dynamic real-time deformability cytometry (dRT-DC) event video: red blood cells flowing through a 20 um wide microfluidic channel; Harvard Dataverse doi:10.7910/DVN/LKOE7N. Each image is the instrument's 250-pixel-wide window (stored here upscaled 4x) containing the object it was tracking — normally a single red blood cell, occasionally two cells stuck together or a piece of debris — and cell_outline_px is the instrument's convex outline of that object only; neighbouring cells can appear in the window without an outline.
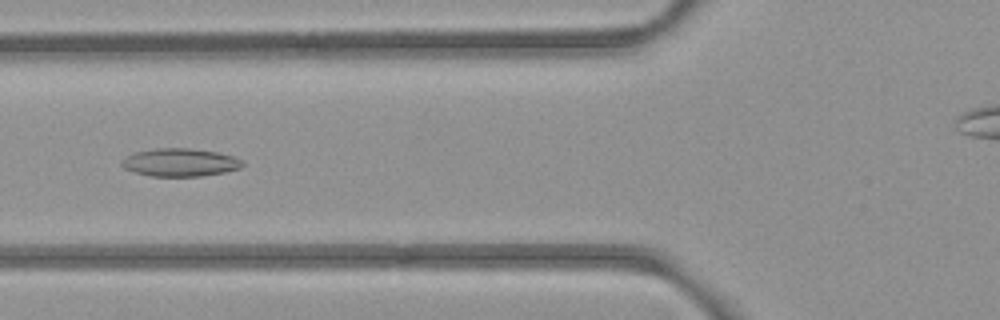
{"species": "common noctule bat (a hibernating species)", "species_latin": "Nyctalus noctula", "temperature_condition": "room temperature", "stored_images_in_passage": 53, "camera_frame_rate_fps": 3000, "um_per_image_px": 0.085, "animal": {"sex": "female", "body_mass_g": 21.9}, "frame": {"image": 1, "passage_image": 19, "time_ms": 6.0, "image_size_px": [1000, 320], "cell_outline_px": [[244, 164], [240, 168], [224, 172], [200, 176], [152, 176], [136, 172], [124, 168], [120, 164], [120, 160], [136, 152], [156, 148], [188, 148], [216, 152], [232, 156], [244, 160]], "centroid_in_image_um": [15.31, 13.8], "position_along_channel_um": 110.5, "area_um2": 19.54}}
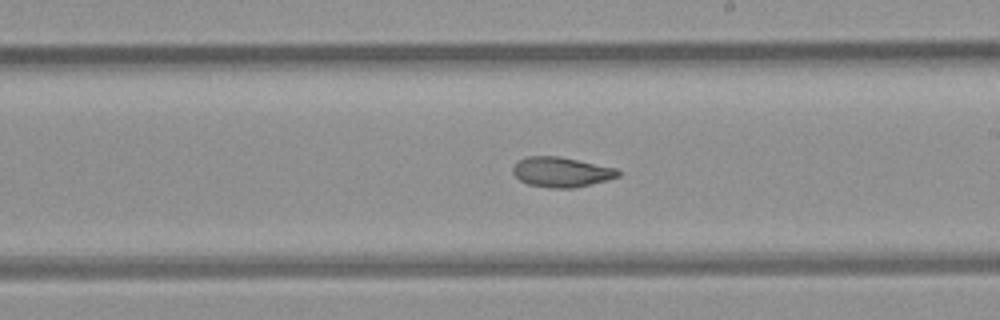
{"frame": {"image": 2, "passage_image": 29, "time_ms": 9.333, "image_size_px": [1000, 320], "cell_outline_px": [[620, 176], [608, 180], [572, 188], [548, 188], [528, 184], [520, 180], [512, 172], [512, 168], [520, 160], [528, 156], [560, 156], [616, 168], [620, 172]], "centroid_in_image_um": [47.72, 14.62], "position_along_channel_um": 241.3, "area_um2": 18.32}}
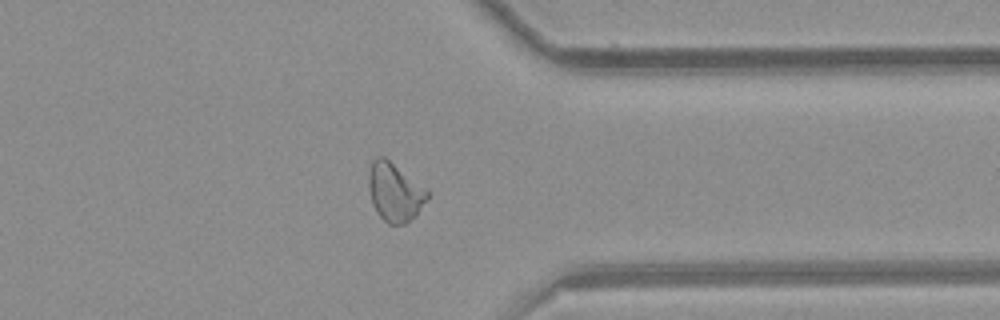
{"frame": {"image": 3, "passage_image": 40, "time_ms": 13.0, "image_size_px": [1000, 320], "cell_outline_px": [[428, 196], [416, 216], [404, 224], [388, 224], [376, 212], [372, 204], [368, 184], [368, 172], [372, 160], [376, 156], [384, 156], [428, 192]], "centroid_in_image_um": [33.5, 16.34], "position_along_channel_um": 377.9, "area_um2": 19.65}, "authors_computed_cell_mechanics": {"area_um2": 20.6346, "velocity_mm_per_s": 3.9144, "shape_relaxation_time_tau1_ms": null, "shape_relaxation_time_tau2_ms": 3.3676, "deformation_change_tau1": null, "deformation_change_tau2": 0.0894}}